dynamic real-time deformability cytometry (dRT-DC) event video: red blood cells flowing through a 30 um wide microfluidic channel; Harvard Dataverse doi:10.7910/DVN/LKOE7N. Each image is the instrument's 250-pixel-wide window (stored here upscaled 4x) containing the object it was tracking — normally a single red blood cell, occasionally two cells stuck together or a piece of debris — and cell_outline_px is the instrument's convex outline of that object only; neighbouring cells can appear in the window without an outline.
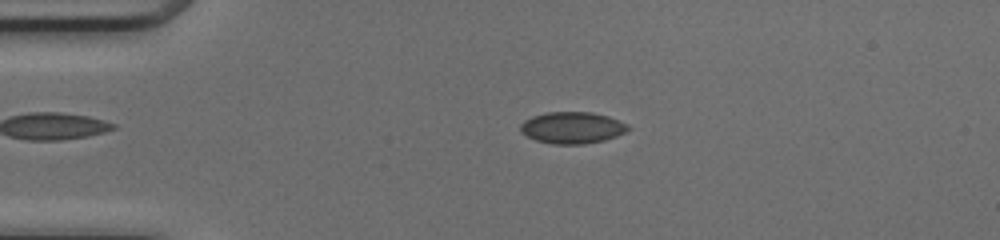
{"species": "common noctule bat (a hibernating species)", "species_latin": "Nyctalus noctula", "temperature_condition": "cold", "stored_images_in_passage": 49, "camera_frame_rate_fps": 3000, "um_per_image_px": 0.085, "animal": {"sex": "female", "body_mass_g": 17.0, "forearm_length_mm": 48.0}, "frame": {"image": 1, "passage_image": 11, "time_ms": 3.333, "image_size_px": [1000, 240], "cell_outline_px": [[632, 128], [628, 132], [604, 140], [584, 144], [552, 144], [536, 140], [520, 132], [520, 124], [524, 120], [532, 116], [548, 112], [592, 112], [608, 116], [628, 124]], "centroid_in_image_um": [48.66, 10.85], "position_along_channel_um": 36.3, "area_um2": 20.0}}
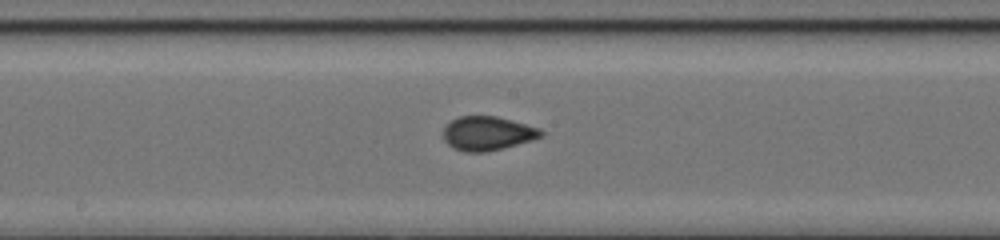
{"frame": {"image": 2, "passage_image": 26, "time_ms": 8.333, "image_size_px": [1000, 240], "cell_outline_px": [[544, 136], [532, 140], [504, 148], [484, 152], [464, 152], [452, 148], [444, 140], [444, 128], [452, 120], [460, 116], [496, 116], [512, 120], [540, 128], [544, 132]], "centroid_in_image_um": [41.46, 11.34], "position_along_channel_um": 206.7, "area_um2": 19.42}}
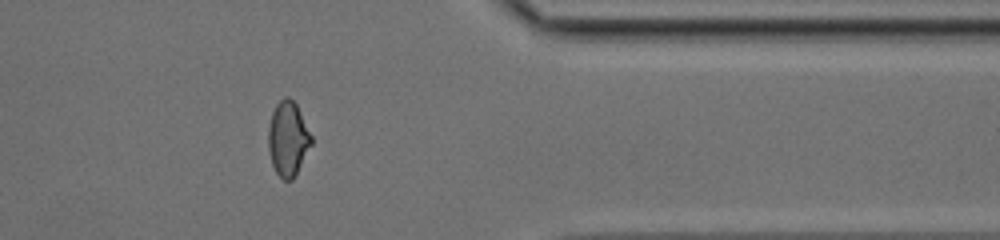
{"frame": {"image": 3, "passage_image": 40, "time_ms": 13.0, "image_size_px": [1000, 240], "cell_outline_px": [[312, 144], [292, 180], [284, 180], [276, 172], [272, 164], [268, 152], [268, 128], [272, 112], [276, 104], [284, 96], [288, 96], [296, 104], [312, 136]], "centroid_in_image_um": [24.46, 11.78], "position_along_channel_um": 386.9, "area_um2": 18.61}}